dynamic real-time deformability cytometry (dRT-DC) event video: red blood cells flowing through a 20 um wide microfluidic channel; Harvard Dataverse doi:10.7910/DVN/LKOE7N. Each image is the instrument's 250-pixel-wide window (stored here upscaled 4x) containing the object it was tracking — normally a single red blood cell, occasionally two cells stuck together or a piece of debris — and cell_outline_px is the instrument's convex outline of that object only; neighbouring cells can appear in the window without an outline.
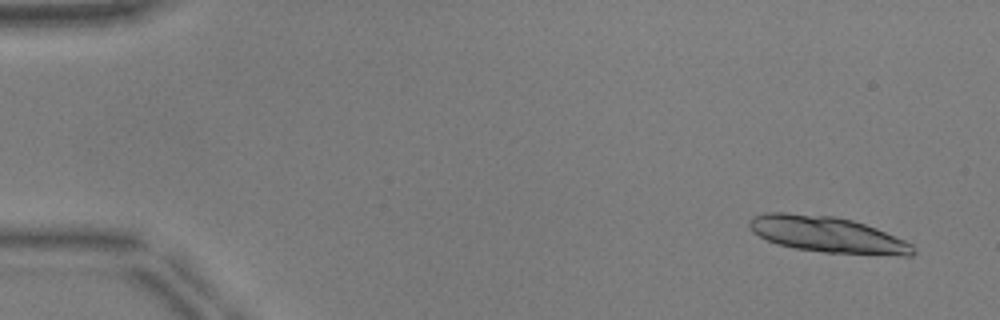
{"species": "common noctule bat (a hibernating species)", "species_latin": "Nyctalus noctula", "temperature_condition": "warm", "stored_images_in_passage": 44, "segment_of_instrument_passage": [1, 2], "camera_frame_rate_fps": 3000, "um_per_image_px": 0.085, "animal": {"sex": "male", "body_mass_g": 17.9, "forearm_length_mm": 54.2}, "frame": {"image": 1, "passage_image": 3, "time_ms": 0.667, "image_size_px": [1000, 320], "cell_outline_px": [[916, 252], [912, 256], [900, 256], [824, 252], [796, 248], [776, 244], [752, 232], [748, 224], [752, 216], [764, 212], [788, 212], [836, 216], [852, 220], [876, 228], [904, 240], [912, 244], [916, 248]], "centroid_in_image_um": [70.33, 19.93], "position_along_channel_um": 14.7, "area_um2": 34.62}}